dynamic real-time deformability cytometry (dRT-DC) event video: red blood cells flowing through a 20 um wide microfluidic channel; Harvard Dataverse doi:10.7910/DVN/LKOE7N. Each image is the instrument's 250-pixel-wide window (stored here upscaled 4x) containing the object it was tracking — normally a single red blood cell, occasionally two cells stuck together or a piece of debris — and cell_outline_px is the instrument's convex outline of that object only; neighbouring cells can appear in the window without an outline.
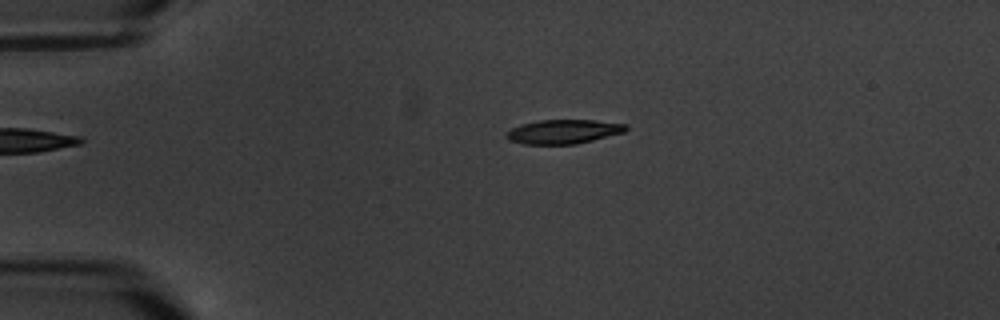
{"species": "common noctule bat (a hibernating species)", "species_latin": "Nyctalus noctula", "temperature_condition": "warm", "stored_images_in_passage": 2, "camera_frame_rate_fps": 3000, "um_per_image_px": 0.085, "animal": {"sex": "male", "body_mass_g": 20.1, "forearm_length_mm": 53.5}, "frame": {"image": 1, "passage_image": 2, "time_ms": 1.0, "image_size_px": [1000, 320], "cell_outline_px": [[628, 128], [624, 132], [576, 144], [524, 144], [508, 140], [504, 136], [512, 128], [520, 124], [540, 120], [592, 120], [628, 124]], "centroid_in_image_um": [47.88, 11.18], "position_along_channel_um": 37.1, "area_um2": 16.76}}